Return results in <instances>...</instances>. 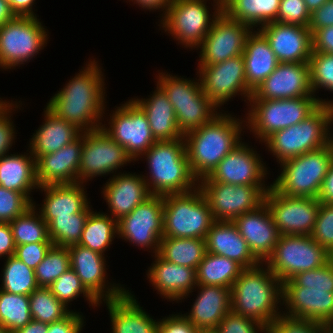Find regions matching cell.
<instances>
[{"mask_svg": "<svg viewBox=\"0 0 333 333\" xmlns=\"http://www.w3.org/2000/svg\"><path fill=\"white\" fill-rule=\"evenodd\" d=\"M91 60L46 105L82 132L99 129L106 109L104 73L99 63Z\"/></svg>", "mask_w": 333, "mask_h": 333, "instance_id": "1", "label": "cell"}, {"mask_svg": "<svg viewBox=\"0 0 333 333\" xmlns=\"http://www.w3.org/2000/svg\"><path fill=\"white\" fill-rule=\"evenodd\" d=\"M282 314L329 325L333 320V266L294 275L282 283ZM288 310V311H287Z\"/></svg>", "mask_w": 333, "mask_h": 333, "instance_id": "2", "label": "cell"}, {"mask_svg": "<svg viewBox=\"0 0 333 333\" xmlns=\"http://www.w3.org/2000/svg\"><path fill=\"white\" fill-rule=\"evenodd\" d=\"M243 122L244 119L220 111L210 122L184 135L190 170L198 181L242 142L241 132L246 129Z\"/></svg>", "mask_w": 333, "mask_h": 333, "instance_id": "3", "label": "cell"}, {"mask_svg": "<svg viewBox=\"0 0 333 333\" xmlns=\"http://www.w3.org/2000/svg\"><path fill=\"white\" fill-rule=\"evenodd\" d=\"M263 266L265 264L260 263L244 269L235 280L231 288V310L268 327L282 313L279 308L282 282Z\"/></svg>", "mask_w": 333, "mask_h": 333, "instance_id": "4", "label": "cell"}, {"mask_svg": "<svg viewBox=\"0 0 333 333\" xmlns=\"http://www.w3.org/2000/svg\"><path fill=\"white\" fill-rule=\"evenodd\" d=\"M142 156L150 171L149 177L143 178L152 195L186 193L198 187L190 170L184 138L156 141Z\"/></svg>", "mask_w": 333, "mask_h": 333, "instance_id": "5", "label": "cell"}, {"mask_svg": "<svg viewBox=\"0 0 333 333\" xmlns=\"http://www.w3.org/2000/svg\"><path fill=\"white\" fill-rule=\"evenodd\" d=\"M333 106L321 104L303 121L274 132L263 143L277 162L317 150L330 143Z\"/></svg>", "mask_w": 333, "mask_h": 333, "instance_id": "6", "label": "cell"}, {"mask_svg": "<svg viewBox=\"0 0 333 333\" xmlns=\"http://www.w3.org/2000/svg\"><path fill=\"white\" fill-rule=\"evenodd\" d=\"M328 100V101H327ZM317 97H297L279 100H249L245 123L255 138L264 142L274 132L293 126L310 114L321 104L333 106V100ZM250 103V104H249Z\"/></svg>", "mask_w": 333, "mask_h": 333, "instance_id": "7", "label": "cell"}, {"mask_svg": "<svg viewBox=\"0 0 333 333\" xmlns=\"http://www.w3.org/2000/svg\"><path fill=\"white\" fill-rule=\"evenodd\" d=\"M163 200L162 238L205 239L215 219L199 187L186 193L164 195Z\"/></svg>", "mask_w": 333, "mask_h": 333, "instance_id": "8", "label": "cell"}, {"mask_svg": "<svg viewBox=\"0 0 333 333\" xmlns=\"http://www.w3.org/2000/svg\"><path fill=\"white\" fill-rule=\"evenodd\" d=\"M165 73H158L157 84L172 104L177 127L183 135L210 122L220 113L217 111L219 108L203 92L200 78L191 80Z\"/></svg>", "mask_w": 333, "mask_h": 333, "instance_id": "9", "label": "cell"}, {"mask_svg": "<svg viewBox=\"0 0 333 333\" xmlns=\"http://www.w3.org/2000/svg\"><path fill=\"white\" fill-rule=\"evenodd\" d=\"M333 161V148L309 151L280 163L281 173L271 184L285 196L318 198L320 188Z\"/></svg>", "mask_w": 333, "mask_h": 333, "instance_id": "10", "label": "cell"}, {"mask_svg": "<svg viewBox=\"0 0 333 333\" xmlns=\"http://www.w3.org/2000/svg\"><path fill=\"white\" fill-rule=\"evenodd\" d=\"M207 1L172 0L165 14L161 16L162 30L168 32L185 48H198L210 31L215 17L222 11L221 1L213 0L214 12L211 15Z\"/></svg>", "mask_w": 333, "mask_h": 333, "instance_id": "11", "label": "cell"}, {"mask_svg": "<svg viewBox=\"0 0 333 333\" xmlns=\"http://www.w3.org/2000/svg\"><path fill=\"white\" fill-rule=\"evenodd\" d=\"M329 252L310 235H280L265 266L282 283L294 275L325 265Z\"/></svg>", "mask_w": 333, "mask_h": 333, "instance_id": "12", "label": "cell"}, {"mask_svg": "<svg viewBox=\"0 0 333 333\" xmlns=\"http://www.w3.org/2000/svg\"><path fill=\"white\" fill-rule=\"evenodd\" d=\"M42 24L37 16H16L0 26V68L20 67L44 49L49 37Z\"/></svg>", "mask_w": 333, "mask_h": 333, "instance_id": "13", "label": "cell"}, {"mask_svg": "<svg viewBox=\"0 0 333 333\" xmlns=\"http://www.w3.org/2000/svg\"><path fill=\"white\" fill-rule=\"evenodd\" d=\"M198 187L208 201L215 221H233L262 205L271 184L233 185L214 182L206 176L198 181Z\"/></svg>", "mask_w": 333, "mask_h": 333, "instance_id": "14", "label": "cell"}, {"mask_svg": "<svg viewBox=\"0 0 333 333\" xmlns=\"http://www.w3.org/2000/svg\"><path fill=\"white\" fill-rule=\"evenodd\" d=\"M108 120L109 127L104 123L101 128L125 149L133 161H138L157 141L146 114L132 99L116 107Z\"/></svg>", "mask_w": 333, "mask_h": 333, "instance_id": "15", "label": "cell"}, {"mask_svg": "<svg viewBox=\"0 0 333 333\" xmlns=\"http://www.w3.org/2000/svg\"><path fill=\"white\" fill-rule=\"evenodd\" d=\"M131 161L133 162L125 149L101 127L83 132L78 182L86 184L94 177L107 176L110 173L114 176L120 167Z\"/></svg>", "mask_w": 333, "mask_h": 333, "instance_id": "16", "label": "cell"}, {"mask_svg": "<svg viewBox=\"0 0 333 333\" xmlns=\"http://www.w3.org/2000/svg\"><path fill=\"white\" fill-rule=\"evenodd\" d=\"M264 203L280 235H311L320 209L318 198L285 196L271 185Z\"/></svg>", "mask_w": 333, "mask_h": 333, "instance_id": "17", "label": "cell"}, {"mask_svg": "<svg viewBox=\"0 0 333 333\" xmlns=\"http://www.w3.org/2000/svg\"><path fill=\"white\" fill-rule=\"evenodd\" d=\"M198 72L202 90L219 108L236 95H242L247 102L253 91L247 86L245 65L242 55L212 65H199Z\"/></svg>", "mask_w": 333, "mask_h": 333, "instance_id": "18", "label": "cell"}, {"mask_svg": "<svg viewBox=\"0 0 333 333\" xmlns=\"http://www.w3.org/2000/svg\"><path fill=\"white\" fill-rule=\"evenodd\" d=\"M162 195H152L118 221V238L158 253L163 237ZM153 250V251H152Z\"/></svg>", "mask_w": 333, "mask_h": 333, "instance_id": "19", "label": "cell"}, {"mask_svg": "<svg viewBox=\"0 0 333 333\" xmlns=\"http://www.w3.org/2000/svg\"><path fill=\"white\" fill-rule=\"evenodd\" d=\"M253 29L233 20L221 11L212 22L200 49L198 65H212L242 55L248 35Z\"/></svg>", "mask_w": 333, "mask_h": 333, "instance_id": "20", "label": "cell"}, {"mask_svg": "<svg viewBox=\"0 0 333 333\" xmlns=\"http://www.w3.org/2000/svg\"><path fill=\"white\" fill-rule=\"evenodd\" d=\"M70 254V268L80 278L86 289L102 304L122 297L128 290L121 284L108 282L106 271V257L91 249L74 244L68 246ZM110 285H109V284Z\"/></svg>", "mask_w": 333, "mask_h": 333, "instance_id": "21", "label": "cell"}, {"mask_svg": "<svg viewBox=\"0 0 333 333\" xmlns=\"http://www.w3.org/2000/svg\"><path fill=\"white\" fill-rule=\"evenodd\" d=\"M243 141L230 151L207 176L211 181L233 185H267L268 167L257 151ZM261 158V159H260Z\"/></svg>", "mask_w": 333, "mask_h": 333, "instance_id": "22", "label": "cell"}, {"mask_svg": "<svg viewBox=\"0 0 333 333\" xmlns=\"http://www.w3.org/2000/svg\"><path fill=\"white\" fill-rule=\"evenodd\" d=\"M316 97L312 93L309 63H279L273 73L253 91L249 100Z\"/></svg>", "mask_w": 333, "mask_h": 333, "instance_id": "23", "label": "cell"}, {"mask_svg": "<svg viewBox=\"0 0 333 333\" xmlns=\"http://www.w3.org/2000/svg\"><path fill=\"white\" fill-rule=\"evenodd\" d=\"M256 29L268 40L279 63H309L312 34L308 27L271 22Z\"/></svg>", "mask_w": 333, "mask_h": 333, "instance_id": "24", "label": "cell"}, {"mask_svg": "<svg viewBox=\"0 0 333 333\" xmlns=\"http://www.w3.org/2000/svg\"><path fill=\"white\" fill-rule=\"evenodd\" d=\"M233 223L254 257L260 263H265L280 237L266 204L263 203L257 209L238 216Z\"/></svg>", "mask_w": 333, "mask_h": 333, "instance_id": "25", "label": "cell"}, {"mask_svg": "<svg viewBox=\"0 0 333 333\" xmlns=\"http://www.w3.org/2000/svg\"><path fill=\"white\" fill-rule=\"evenodd\" d=\"M104 185L103 199L110 209V216L117 221L152 196L142 174L119 172Z\"/></svg>", "mask_w": 333, "mask_h": 333, "instance_id": "26", "label": "cell"}, {"mask_svg": "<svg viewBox=\"0 0 333 333\" xmlns=\"http://www.w3.org/2000/svg\"><path fill=\"white\" fill-rule=\"evenodd\" d=\"M83 132L60 150L42 155L36 160V177L40 187L78 182Z\"/></svg>", "mask_w": 333, "mask_h": 333, "instance_id": "27", "label": "cell"}, {"mask_svg": "<svg viewBox=\"0 0 333 333\" xmlns=\"http://www.w3.org/2000/svg\"><path fill=\"white\" fill-rule=\"evenodd\" d=\"M153 256L155 261L146 275L158 294L177 303L188 298L197 286L196 270L166 261L158 253Z\"/></svg>", "mask_w": 333, "mask_h": 333, "instance_id": "28", "label": "cell"}, {"mask_svg": "<svg viewBox=\"0 0 333 333\" xmlns=\"http://www.w3.org/2000/svg\"><path fill=\"white\" fill-rule=\"evenodd\" d=\"M198 287V288H197ZM195 302L183 314L197 329L217 328L231 310V289L215 285H198Z\"/></svg>", "mask_w": 333, "mask_h": 333, "instance_id": "29", "label": "cell"}, {"mask_svg": "<svg viewBox=\"0 0 333 333\" xmlns=\"http://www.w3.org/2000/svg\"><path fill=\"white\" fill-rule=\"evenodd\" d=\"M206 252L234 260L244 269L260 262L251 253L247 242L238 232L233 221H215L205 237Z\"/></svg>", "mask_w": 333, "mask_h": 333, "instance_id": "30", "label": "cell"}, {"mask_svg": "<svg viewBox=\"0 0 333 333\" xmlns=\"http://www.w3.org/2000/svg\"><path fill=\"white\" fill-rule=\"evenodd\" d=\"M84 187L85 185L80 182L39 187L38 189L44 192L45 198L43 205L36 210H39L47 224L55 217L71 216L82 212L90 204Z\"/></svg>", "mask_w": 333, "mask_h": 333, "instance_id": "31", "label": "cell"}, {"mask_svg": "<svg viewBox=\"0 0 333 333\" xmlns=\"http://www.w3.org/2000/svg\"><path fill=\"white\" fill-rule=\"evenodd\" d=\"M112 333H158V321L144 311L129 290L120 298L104 301Z\"/></svg>", "mask_w": 333, "mask_h": 333, "instance_id": "32", "label": "cell"}, {"mask_svg": "<svg viewBox=\"0 0 333 333\" xmlns=\"http://www.w3.org/2000/svg\"><path fill=\"white\" fill-rule=\"evenodd\" d=\"M44 110L43 125L35 130L29 143V150L37 160L42 155H47L60 150L67 144L77 139L82 131L72 123H68L54 114L47 106Z\"/></svg>", "mask_w": 333, "mask_h": 333, "instance_id": "33", "label": "cell"}, {"mask_svg": "<svg viewBox=\"0 0 333 333\" xmlns=\"http://www.w3.org/2000/svg\"><path fill=\"white\" fill-rule=\"evenodd\" d=\"M149 98H131L146 114L150 129L157 141L184 138L177 127L174 108L164 90L156 84Z\"/></svg>", "mask_w": 333, "mask_h": 333, "instance_id": "34", "label": "cell"}, {"mask_svg": "<svg viewBox=\"0 0 333 333\" xmlns=\"http://www.w3.org/2000/svg\"><path fill=\"white\" fill-rule=\"evenodd\" d=\"M242 56L246 83L252 91L257 89L279 64L268 40L258 29L252 30L248 35Z\"/></svg>", "mask_w": 333, "mask_h": 333, "instance_id": "35", "label": "cell"}, {"mask_svg": "<svg viewBox=\"0 0 333 333\" xmlns=\"http://www.w3.org/2000/svg\"><path fill=\"white\" fill-rule=\"evenodd\" d=\"M5 154L0 157V186L25 194L31 201V192L40 186L36 177V160L31 154Z\"/></svg>", "mask_w": 333, "mask_h": 333, "instance_id": "36", "label": "cell"}, {"mask_svg": "<svg viewBox=\"0 0 333 333\" xmlns=\"http://www.w3.org/2000/svg\"><path fill=\"white\" fill-rule=\"evenodd\" d=\"M281 0H226L222 11L231 19L247 24L253 30L275 22ZM256 26V27H255Z\"/></svg>", "mask_w": 333, "mask_h": 333, "instance_id": "37", "label": "cell"}, {"mask_svg": "<svg viewBox=\"0 0 333 333\" xmlns=\"http://www.w3.org/2000/svg\"><path fill=\"white\" fill-rule=\"evenodd\" d=\"M244 268L227 257L206 252L196 269L198 285H215L232 288Z\"/></svg>", "mask_w": 333, "mask_h": 333, "instance_id": "38", "label": "cell"}, {"mask_svg": "<svg viewBox=\"0 0 333 333\" xmlns=\"http://www.w3.org/2000/svg\"><path fill=\"white\" fill-rule=\"evenodd\" d=\"M115 237H118V221L108 213L92 210L85 221L78 244L105 255L106 249L109 248Z\"/></svg>", "mask_w": 333, "mask_h": 333, "instance_id": "39", "label": "cell"}, {"mask_svg": "<svg viewBox=\"0 0 333 333\" xmlns=\"http://www.w3.org/2000/svg\"><path fill=\"white\" fill-rule=\"evenodd\" d=\"M205 253V239L201 238H162L158 251L166 261L195 270Z\"/></svg>", "mask_w": 333, "mask_h": 333, "instance_id": "40", "label": "cell"}, {"mask_svg": "<svg viewBox=\"0 0 333 333\" xmlns=\"http://www.w3.org/2000/svg\"><path fill=\"white\" fill-rule=\"evenodd\" d=\"M35 205L36 203L33 201V206L9 223L16 246L31 243H52L49 239L47 223L36 210L37 206Z\"/></svg>", "mask_w": 333, "mask_h": 333, "instance_id": "41", "label": "cell"}, {"mask_svg": "<svg viewBox=\"0 0 333 333\" xmlns=\"http://www.w3.org/2000/svg\"><path fill=\"white\" fill-rule=\"evenodd\" d=\"M2 271L1 290L13 294L30 295L38 284L34 269L14 255L7 257Z\"/></svg>", "mask_w": 333, "mask_h": 333, "instance_id": "42", "label": "cell"}, {"mask_svg": "<svg viewBox=\"0 0 333 333\" xmlns=\"http://www.w3.org/2000/svg\"><path fill=\"white\" fill-rule=\"evenodd\" d=\"M90 204L79 213L71 216L55 217L48 224V235L53 245L68 247L78 244L84 229V224L93 210Z\"/></svg>", "mask_w": 333, "mask_h": 333, "instance_id": "43", "label": "cell"}, {"mask_svg": "<svg viewBox=\"0 0 333 333\" xmlns=\"http://www.w3.org/2000/svg\"><path fill=\"white\" fill-rule=\"evenodd\" d=\"M31 321L29 295L13 294L0 289V325L14 333Z\"/></svg>", "mask_w": 333, "mask_h": 333, "instance_id": "44", "label": "cell"}, {"mask_svg": "<svg viewBox=\"0 0 333 333\" xmlns=\"http://www.w3.org/2000/svg\"><path fill=\"white\" fill-rule=\"evenodd\" d=\"M32 319L51 324L66 318L70 310L51 292L49 287H38L29 295Z\"/></svg>", "mask_w": 333, "mask_h": 333, "instance_id": "45", "label": "cell"}, {"mask_svg": "<svg viewBox=\"0 0 333 333\" xmlns=\"http://www.w3.org/2000/svg\"><path fill=\"white\" fill-rule=\"evenodd\" d=\"M68 269H70L68 247L52 245L42 262L34 269L38 286L49 287Z\"/></svg>", "mask_w": 333, "mask_h": 333, "instance_id": "46", "label": "cell"}, {"mask_svg": "<svg viewBox=\"0 0 333 333\" xmlns=\"http://www.w3.org/2000/svg\"><path fill=\"white\" fill-rule=\"evenodd\" d=\"M49 289L62 302L69 308L70 302L77 299L81 294L89 301V305L92 307H99L100 302L86 289L82 284L80 278L75 271L70 268L64 272L59 278H57L50 286ZM69 303V304H68Z\"/></svg>", "mask_w": 333, "mask_h": 333, "instance_id": "47", "label": "cell"}, {"mask_svg": "<svg viewBox=\"0 0 333 333\" xmlns=\"http://www.w3.org/2000/svg\"><path fill=\"white\" fill-rule=\"evenodd\" d=\"M309 65L314 96L321 88L333 92V54L312 52Z\"/></svg>", "mask_w": 333, "mask_h": 333, "instance_id": "48", "label": "cell"}, {"mask_svg": "<svg viewBox=\"0 0 333 333\" xmlns=\"http://www.w3.org/2000/svg\"><path fill=\"white\" fill-rule=\"evenodd\" d=\"M267 333H330L328 326L315 321L280 314L267 327Z\"/></svg>", "mask_w": 333, "mask_h": 333, "instance_id": "49", "label": "cell"}, {"mask_svg": "<svg viewBox=\"0 0 333 333\" xmlns=\"http://www.w3.org/2000/svg\"><path fill=\"white\" fill-rule=\"evenodd\" d=\"M31 206H33V201L25 194L0 186L1 223H10L17 216L25 213Z\"/></svg>", "mask_w": 333, "mask_h": 333, "instance_id": "50", "label": "cell"}, {"mask_svg": "<svg viewBox=\"0 0 333 333\" xmlns=\"http://www.w3.org/2000/svg\"><path fill=\"white\" fill-rule=\"evenodd\" d=\"M310 236L328 252L333 248V204L320 202L317 220Z\"/></svg>", "mask_w": 333, "mask_h": 333, "instance_id": "51", "label": "cell"}, {"mask_svg": "<svg viewBox=\"0 0 333 333\" xmlns=\"http://www.w3.org/2000/svg\"><path fill=\"white\" fill-rule=\"evenodd\" d=\"M310 18L304 0H281L275 22L308 27Z\"/></svg>", "mask_w": 333, "mask_h": 333, "instance_id": "52", "label": "cell"}, {"mask_svg": "<svg viewBox=\"0 0 333 333\" xmlns=\"http://www.w3.org/2000/svg\"><path fill=\"white\" fill-rule=\"evenodd\" d=\"M217 329L220 333H267V326L232 310L220 321Z\"/></svg>", "mask_w": 333, "mask_h": 333, "instance_id": "53", "label": "cell"}, {"mask_svg": "<svg viewBox=\"0 0 333 333\" xmlns=\"http://www.w3.org/2000/svg\"><path fill=\"white\" fill-rule=\"evenodd\" d=\"M17 104V101L9 102L6 100L0 104V157L9 153V150L16 139L15 134L17 133L11 118V113L14 112L13 108H17L18 110V108L21 107L19 105H21L22 102Z\"/></svg>", "mask_w": 333, "mask_h": 333, "instance_id": "54", "label": "cell"}, {"mask_svg": "<svg viewBox=\"0 0 333 333\" xmlns=\"http://www.w3.org/2000/svg\"><path fill=\"white\" fill-rule=\"evenodd\" d=\"M53 243H31L18 245L14 256L20 259L28 267L35 269L44 259Z\"/></svg>", "mask_w": 333, "mask_h": 333, "instance_id": "55", "label": "cell"}, {"mask_svg": "<svg viewBox=\"0 0 333 333\" xmlns=\"http://www.w3.org/2000/svg\"><path fill=\"white\" fill-rule=\"evenodd\" d=\"M198 329L183 315L171 314L158 322V333H197Z\"/></svg>", "mask_w": 333, "mask_h": 333, "instance_id": "56", "label": "cell"}, {"mask_svg": "<svg viewBox=\"0 0 333 333\" xmlns=\"http://www.w3.org/2000/svg\"><path fill=\"white\" fill-rule=\"evenodd\" d=\"M83 317L80 312L72 311L63 320L48 324L46 333H81L85 326Z\"/></svg>", "mask_w": 333, "mask_h": 333, "instance_id": "57", "label": "cell"}, {"mask_svg": "<svg viewBox=\"0 0 333 333\" xmlns=\"http://www.w3.org/2000/svg\"><path fill=\"white\" fill-rule=\"evenodd\" d=\"M328 26H333V0L326 1L320 8L311 13L308 28L313 34L315 31Z\"/></svg>", "mask_w": 333, "mask_h": 333, "instance_id": "58", "label": "cell"}, {"mask_svg": "<svg viewBox=\"0 0 333 333\" xmlns=\"http://www.w3.org/2000/svg\"><path fill=\"white\" fill-rule=\"evenodd\" d=\"M312 52L333 54V26H328L312 34Z\"/></svg>", "mask_w": 333, "mask_h": 333, "instance_id": "59", "label": "cell"}, {"mask_svg": "<svg viewBox=\"0 0 333 333\" xmlns=\"http://www.w3.org/2000/svg\"><path fill=\"white\" fill-rule=\"evenodd\" d=\"M15 242L9 223L0 222V259L10 257L15 253Z\"/></svg>", "mask_w": 333, "mask_h": 333, "instance_id": "60", "label": "cell"}, {"mask_svg": "<svg viewBox=\"0 0 333 333\" xmlns=\"http://www.w3.org/2000/svg\"><path fill=\"white\" fill-rule=\"evenodd\" d=\"M318 201L325 204H333V161L329 167L328 173L323 179Z\"/></svg>", "mask_w": 333, "mask_h": 333, "instance_id": "61", "label": "cell"}, {"mask_svg": "<svg viewBox=\"0 0 333 333\" xmlns=\"http://www.w3.org/2000/svg\"><path fill=\"white\" fill-rule=\"evenodd\" d=\"M11 10L16 16H32L36 17L33 11V5L36 0H7Z\"/></svg>", "mask_w": 333, "mask_h": 333, "instance_id": "62", "label": "cell"}, {"mask_svg": "<svg viewBox=\"0 0 333 333\" xmlns=\"http://www.w3.org/2000/svg\"><path fill=\"white\" fill-rule=\"evenodd\" d=\"M130 1H134L135 4L139 5V7L149 11L162 9L160 10L163 11L162 16L165 14L169 5L172 3V0H129V2Z\"/></svg>", "mask_w": 333, "mask_h": 333, "instance_id": "63", "label": "cell"}, {"mask_svg": "<svg viewBox=\"0 0 333 333\" xmlns=\"http://www.w3.org/2000/svg\"><path fill=\"white\" fill-rule=\"evenodd\" d=\"M47 329L48 324L32 319L30 323L14 333H46Z\"/></svg>", "mask_w": 333, "mask_h": 333, "instance_id": "64", "label": "cell"}, {"mask_svg": "<svg viewBox=\"0 0 333 333\" xmlns=\"http://www.w3.org/2000/svg\"><path fill=\"white\" fill-rule=\"evenodd\" d=\"M16 17V14L11 10L7 0H0V26L7 24Z\"/></svg>", "mask_w": 333, "mask_h": 333, "instance_id": "65", "label": "cell"}, {"mask_svg": "<svg viewBox=\"0 0 333 333\" xmlns=\"http://www.w3.org/2000/svg\"><path fill=\"white\" fill-rule=\"evenodd\" d=\"M328 0H304L307 9L312 13L315 9L320 8Z\"/></svg>", "mask_w": 333, "mask_h": 333, "instance_id": "66", "label": "cell"}, {"mask_svg": "<svg viewBox=\"0 0 333 333\" xmlns=\"http://www.w3.org/2000/svg\"><path fill=\"white\" fill-rule=\"evenodd\" d=\"M197 333H220L217 328L198 329Z\"/></svg>", "mask_w": 333, "mask_h": 333, "instance_id": "67", "label": "cell"}, {"mask_svg": "<svg viewBox=\"0 0 333 333\" xmlns=\"http://www.w3.org/2000/svg\"><path fill=\"white\" fill-rule=\"evenodd\" d=\"M329 262L333 266V248L329 251Z\"/></svg>", "mask_w": 333, "mask_h": 333, "instance_id": "68", "label": "cell"}, {"mask_svg": "<svg viewBox=\"0 0 333 333\" xmlns=\"http://www.w3.org/2000/svg\"><path fill=\"white\" fill-rule=\"evenodd\" d=\"M0 333H11L9 330L0 325Z\"/></svg>", "mask_w": 333, "mask_h": 333, "instance_id": "69", "label": "cell"}, {"mask_svg": "<svg viewBox=\"0 0 333 333\" xmlns=\"http://www.w3.org/2000/svg\"><path fill=\"white\" fill-rule=\"evenodd\" d=\"M330 144L333 148V135H332V129H331V132H330Z\"/></svg>", "mask_w": 333, "mask_h": 333, "instance_id": "70", "label": "cell"}, {"mask_svg": "<svg viewBox=\"0 0 333 333\" xmlns=\"http://www.w3.org/2000/svg\"><path fill=\"white\" fill-rule=\"evenodd\" d=\"M329 331H333V320L328 325Z\"/></svg>", "mask_w": 333, "mask_h": 333, "instance_id": "71", "label": "cell"}]
</instances>
